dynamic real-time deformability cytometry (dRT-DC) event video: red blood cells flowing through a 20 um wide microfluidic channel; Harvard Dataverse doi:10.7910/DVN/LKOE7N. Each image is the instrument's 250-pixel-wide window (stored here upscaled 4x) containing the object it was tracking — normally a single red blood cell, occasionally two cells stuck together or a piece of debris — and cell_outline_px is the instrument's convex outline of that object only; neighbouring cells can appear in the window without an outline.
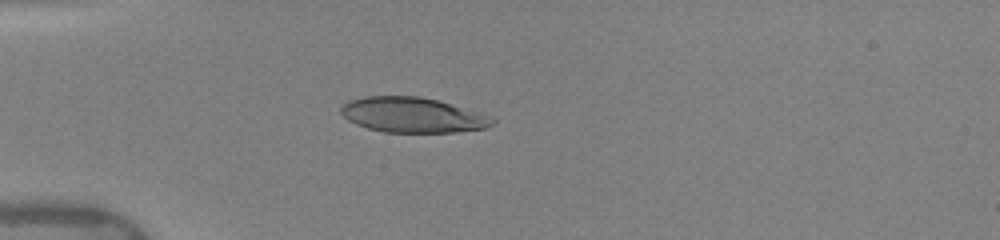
{"species": "human", "species_latin": "Homo sapiens", "temperature_condition": "warm", "stored_images_in_passage": 37, "camera_frame_rate_fps": 3000, "um_per_image_px": 0.085, "donor": {"sex": "female"}, "frame": {"image": 1, "passage_image": 1, "time_ms": 0.0, "image_size_px": [1000, 240], "cell_outline_px": [[496, 120], [492, 124], [484, 128], [456, 132], [384, 132], [368, 128], [356, 124], [348, 120], [340, 112], [340, 108], [348, 100], [364, 96], [420, 96], [436, 100], [480, 112]], "centroid_in_image_um": [35.03, 9.77], "position_along_channel_um": 50.0, "area_um2": 30.87}}
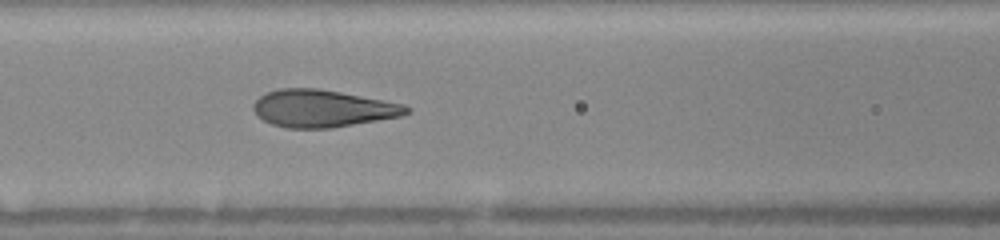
{"frame": {"image": 2, "passage_image": 9, "time_ms": 2.667, "image_size_px": [1000, 240], "cell_outline_px": [[412, 112], [404, 116], [332, 128], [288, 128], [272, 124], [256, 116], [252, 108], [252, 104], [260, 96], [268, 92], [280, 88], [316, 88], [340, 92], [404, 104], [412, 108]], "centroid_in_image_um": [27.44, 9.23], "position_along_channel_um": 139.2, "area_um2": 33.47}}
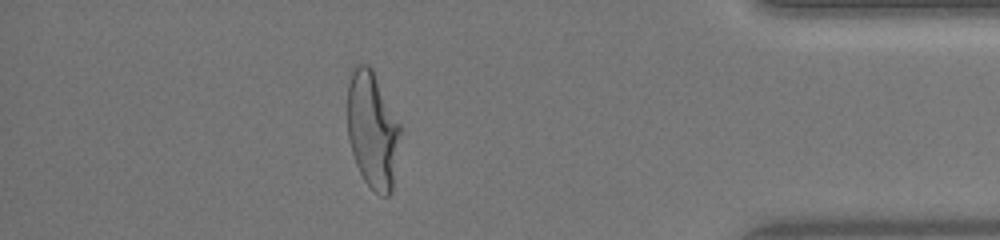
{"frame": {"image": 3, "passage_image": 31, "time_ms": 10.0, "image_size_px": [1000, 240], "cell_outline_px": [[400, 132], [392, 192], [388, 196], [380, 196], [364, 180], [356, 164], [352, 152], [348, 136], [348, 84], [352, 64], [368, 64], [372, 68], [400, 124]], "centroid_in_image_um": [31.65, 11.01], "position_along_channel_um": 403.6, "area_um2": 35.84}, "authors_computed_cell_mechanics": {"area_um2": 33.8708, "velocity_mm_per_s": 4.0495, "shape_relaxation_time_tau1_ms": 4.3943, "shape_relaxation_time_tau2_ms": null, "deformation_change_tau1": 0.2024, "deformation_change_tau2": null}}